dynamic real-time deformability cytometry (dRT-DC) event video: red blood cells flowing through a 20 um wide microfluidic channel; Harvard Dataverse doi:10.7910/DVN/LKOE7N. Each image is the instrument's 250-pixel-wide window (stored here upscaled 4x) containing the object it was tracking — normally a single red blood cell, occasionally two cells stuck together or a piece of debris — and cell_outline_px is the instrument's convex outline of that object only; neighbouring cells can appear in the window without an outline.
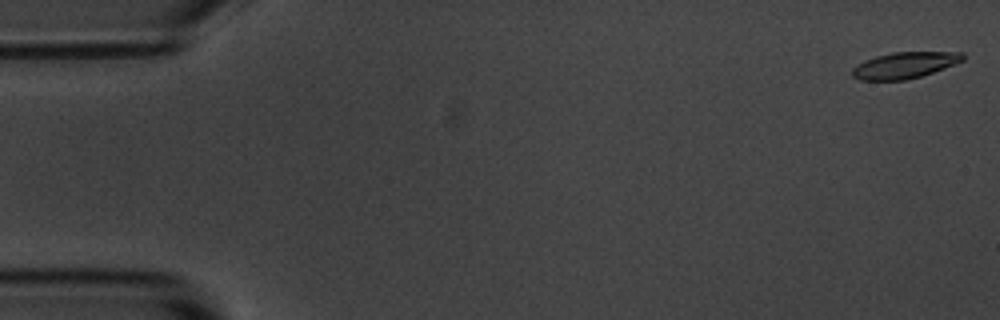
{"species": "common noctule bat (a hibernating species)", "species_latin": "Nyctalus noctula", "temperature_condition": "room temperature", "stored_images_in_passage": 4, "camera_frame_rate_fps": 3000, "um_per_image_px": 0.085, "animal": {"sex": "male", "body_mass_g": 20.1, "forearm_length_mm": 53.5}, "frame": {"image": 1, "passage_image": 1, "time_ms": 0.0, "image_size_px": [1000, 320], "cell_outline_px": [[964, 60], [932, 72], [920, 76], [904, 80], [860, 80], [852, 76], [852, 68], [864, 60], [876, 56], [892, 52], [964, 52]], "centroid_in_image_um": [76.86, 5.54], "position_along_channel_um": 8.1, "area_um2": 16.76}}
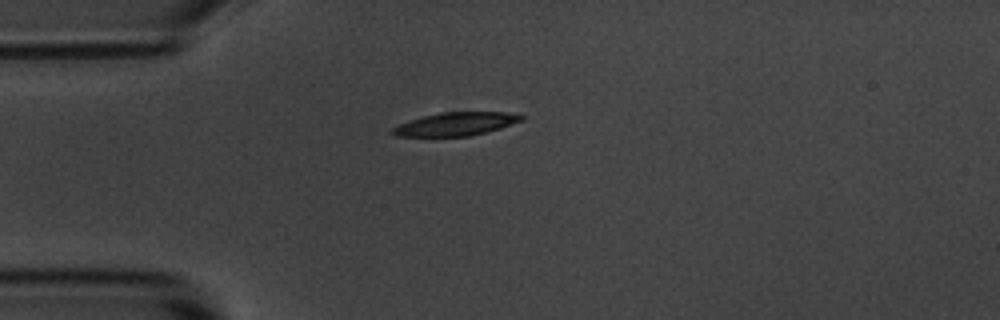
{"frame": {"image": 2, "passage_image": 4, "time_ms": 4.333, "image_size_px": [1000, 320], "cell_outline_px": [[524, 120], [500, 128], [468, 136], [396, 136], [388, 132], [392, 128], [400, 124], [424, 116], [440, 112], [504, 112], [524, 116]], "centroid_in_image_um": [38.72, 10.54], "position_along_channel_um": 46.3, "area_um2": 17.22}}